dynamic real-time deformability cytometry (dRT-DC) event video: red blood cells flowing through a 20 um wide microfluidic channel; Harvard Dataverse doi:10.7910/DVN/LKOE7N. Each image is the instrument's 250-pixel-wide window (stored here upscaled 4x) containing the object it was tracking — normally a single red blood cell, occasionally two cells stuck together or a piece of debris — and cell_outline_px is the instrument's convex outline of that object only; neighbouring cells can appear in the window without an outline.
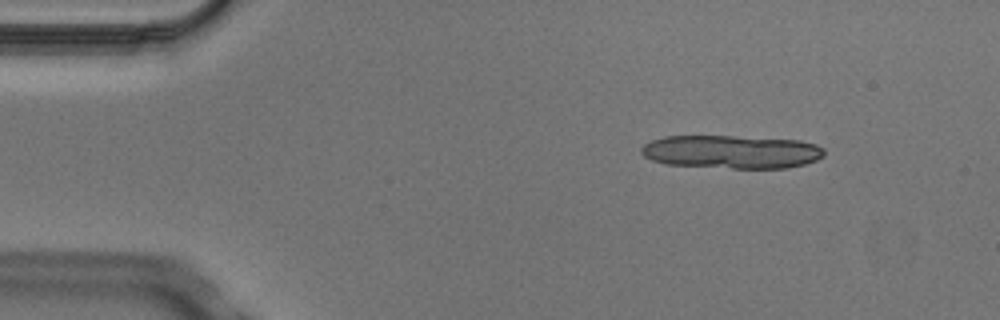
{"species": "Egyptian fruit bat (a non-hibernating species)", "species_latin": "Rousettus aegyptiacus", "temperature_condition": "cold", "stored_images_in_passage": 5, "camera_frame_rate_fps": 3000, "um_per_image_px": 0.085, "animal": {"sex": "male"}, "frame": {"image": 1, "passage_image": 2, "time_ms": 0.333, "image_size_px": [1000, 320], "cell_outline_px": [[824, 156], [816, 160], [804, 164], [788, 168], [732, 168], [664, 164], [652, 160], [644, 156], [640, 152], [640, 148], [644, 144], [652, 140], [664, 136], [732, 136], [800, 140], [816, 144], [824, 148]], "centroid_in_image_um": [62.17, 12.9], "position_along_channel_um": 22.8, "area_um2": 35.66}}